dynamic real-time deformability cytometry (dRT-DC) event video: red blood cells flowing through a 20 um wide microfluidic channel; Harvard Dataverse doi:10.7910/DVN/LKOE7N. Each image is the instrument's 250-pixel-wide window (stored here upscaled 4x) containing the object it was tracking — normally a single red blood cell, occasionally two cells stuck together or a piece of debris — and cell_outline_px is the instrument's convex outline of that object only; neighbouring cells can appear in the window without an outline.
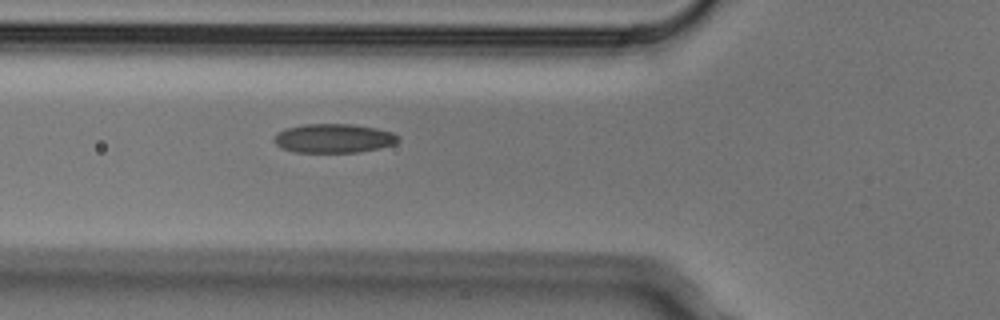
{"species": "Egyptian fruit bat (a non-hibernating species)", "species_latin": "Rousettus aegyptiacus", "temperature_condition": "cold", "stored_images_in_passage": 7, "camera_frame_rate_fps": 3000, "um_per_image_px": 0.085, "animal": {"sex": "male"}, "frame": {"image": 1, "passage_image": 7, "time_ms": 2.0, "image_size_px": [1000, 320], "cell_outline_px": [[400, 140], [396, 144], [380, 148], [360, 152], [296, 152], [280, 148], [272, 140], [276, 132], [284, 128], [304, 124], [352, 124], [376, 128], [392, 132], [400, 136]], "centroid_in_image_um": [28.36, 11.75], "position_along_channel_um": 97.4, "area_um2": 21.33}}